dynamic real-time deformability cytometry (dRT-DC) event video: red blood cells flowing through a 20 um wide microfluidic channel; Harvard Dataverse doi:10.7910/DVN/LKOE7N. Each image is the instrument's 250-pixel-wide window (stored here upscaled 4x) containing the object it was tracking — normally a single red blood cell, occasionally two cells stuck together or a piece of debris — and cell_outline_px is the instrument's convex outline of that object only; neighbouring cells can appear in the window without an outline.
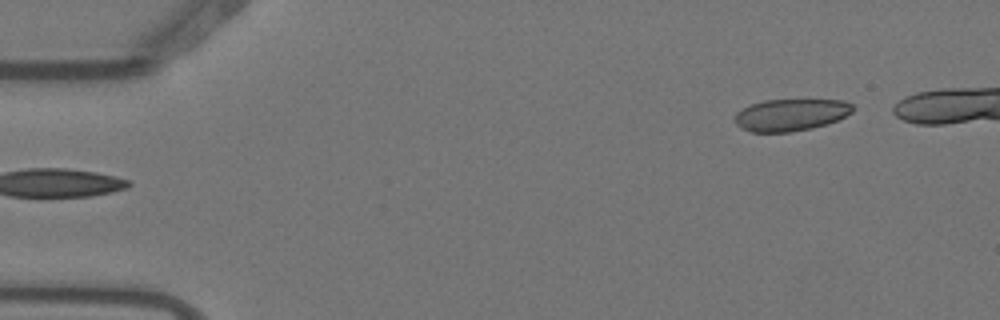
{"species": "Egyptian fruit bat (a non-hibernating species)", "species_latin": "Rousettus aegyptiacus", "temperature_condition": "warm", "stored_images_in_passage": 6, "camera_frame_rate_fps": 3000, "um_per_image_px": 0.085, "animal": {"sex": "female"}, "frame": {"image": 1, "passage_image": 1, "time_ms": 0.0, "image_size_px": [1000, 320], "cell_outline_px": [[852, 112], [836, 120], [812, 128], [792, 132], [752, 132], [740, 128], [736, 124], [736, 112], [752, 104], [764, 100], [844, 100], [852, 104]], "centroid_in_image_um": [67.2, 9.76], "position_along_channel_um": 17.8, "area_um2": 21.73}}